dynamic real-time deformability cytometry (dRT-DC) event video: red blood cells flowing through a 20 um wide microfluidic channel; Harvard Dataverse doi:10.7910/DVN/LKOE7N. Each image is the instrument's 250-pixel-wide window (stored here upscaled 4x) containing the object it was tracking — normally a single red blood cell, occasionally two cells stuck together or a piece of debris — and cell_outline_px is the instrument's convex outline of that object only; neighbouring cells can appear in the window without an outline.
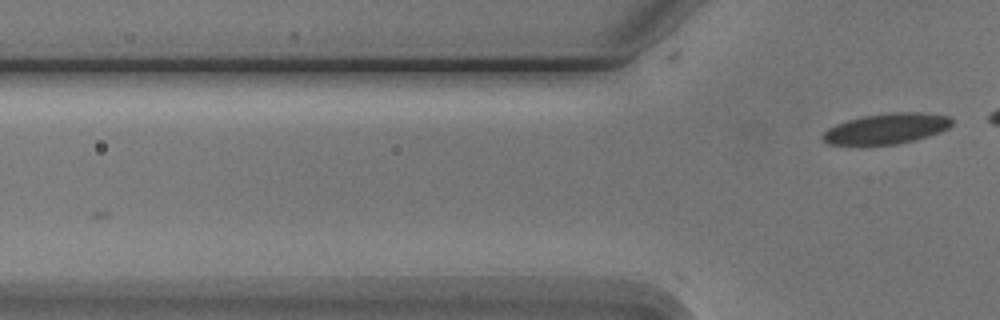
{"species": "Egyptian fruit bat (a non-hibernating species)", "species_latin": "Rousettus aegyptiacus", "temperature_condition": "cold", "stored_images_in_passage": 3, "camera_frame_rate_fps": 3000, "um_per_image_px": 0.085, "animal": {"sex": "male"}, "frame": {"image": 1, "passage_image": 3, "time_ms": 2.333, "image_size_px": [1000, 320], "cell_outline_px": [[952, 124], [948, 128], [940, 132], [916, 140], [896, 144], [868, 148], [828, 144], [820, 136], [828, 128], [836, 124], [848, 120], [864, 116], [892, 112], [920, 112], [948, 116], [952, 120]], "centroid_in_image_um": [75.29, 10.98], "position_along_channel_um": 50.5, "area_um2": 23.76}}